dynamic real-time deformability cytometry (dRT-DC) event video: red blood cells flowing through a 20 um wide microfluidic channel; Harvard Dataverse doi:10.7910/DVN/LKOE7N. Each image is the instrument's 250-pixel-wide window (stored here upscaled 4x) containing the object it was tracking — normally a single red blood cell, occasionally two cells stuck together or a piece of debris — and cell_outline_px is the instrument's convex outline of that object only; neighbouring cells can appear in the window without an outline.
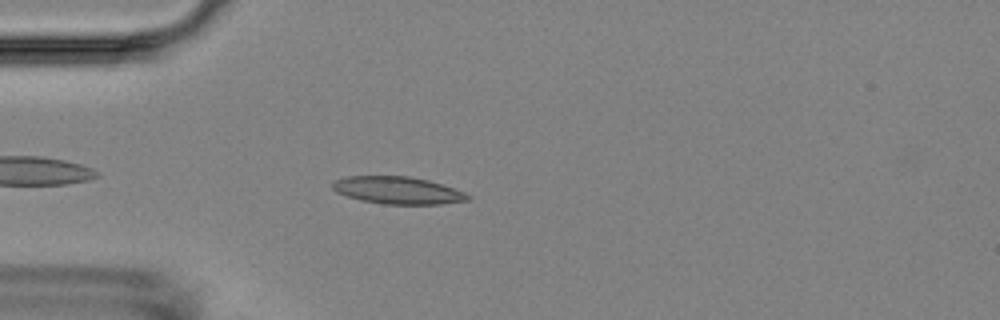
{"species": "Egyptian fruit bat (a non-hibernating species)", "species_latin": "Rousettus aegyptiacus", "temperature_condition": "room temperature", "stored_images_in_passage": 5, "camera_frame_rate_fps": 3000, "um_per_image_px": 0.085, "animal": {"sex": "female"}, "frame": {"image": 1, "passage_image": 4, "time_ms": 4.333, "image_size_px": [1000, 320], "cell_outline_px": [[472, 196], [468, 200], [440, 204], [384, 204], [360, 200], [336, 192], [332, 188], [332, 184], [336, 180], [348, 176], [408, 176], [428, 180], [464, 192]], "centroid_in_image_um": [33.8, 16.18], "position_along_channel_um": 51.2, "area_um2": 21.33}}